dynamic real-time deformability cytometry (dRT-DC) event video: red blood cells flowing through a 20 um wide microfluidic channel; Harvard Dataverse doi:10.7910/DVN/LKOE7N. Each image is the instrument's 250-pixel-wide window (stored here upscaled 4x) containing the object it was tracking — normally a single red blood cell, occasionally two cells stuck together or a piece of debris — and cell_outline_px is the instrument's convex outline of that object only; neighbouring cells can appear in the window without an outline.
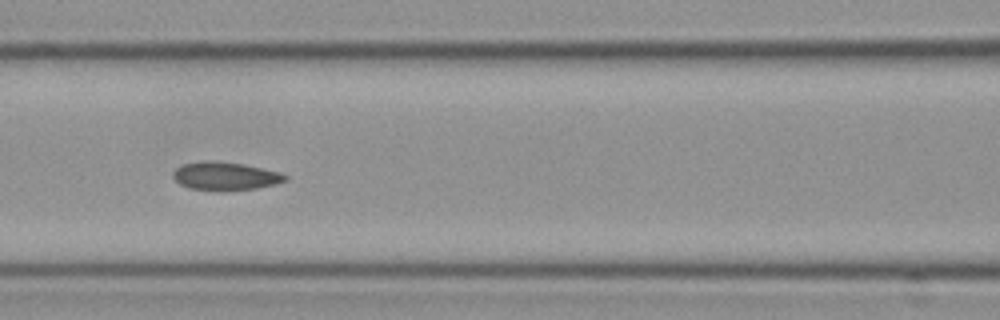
{"species": "Egyptian fruit bat (a non-hibernating species)", "species_latin": "Rousettus aegyptiacus", "temperature_condition": "cold", "stored_images_in_passage": 11, "camera_frame_rate_fps": 3000, "um_per_image_px": 0.085, "frame": {"image": 1, "passage_image": 7, "time_ms": 2.0, "image_size_px": [1000, 320], "cell_outline_px": [[288, 180], [276, 184], [256, 188], [188, 188], [180, 184], [172, 176], [172, 172], [176, 168], [184, 164], [216, 160], [244, 164], [280, 172], [288, 176]], "centroid_in_image_um": [19.18, 14.92], "position_along_channel_um": 147.4, "area_um2": 17.69}}
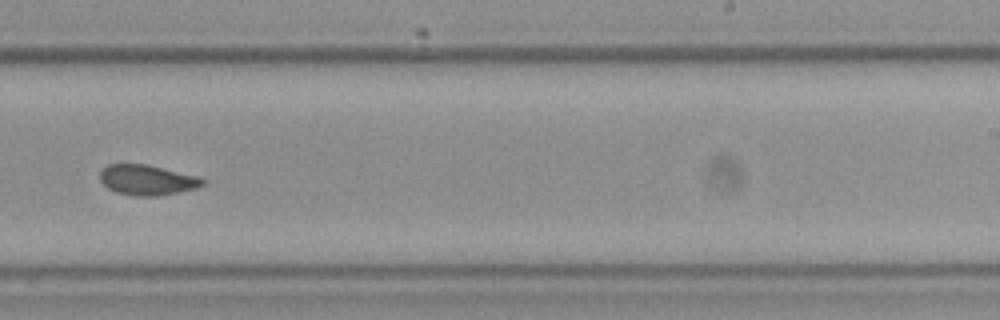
{"frame": {"image": 2, "passage_image": 10, "time_ms": 3.0, "image_size_px": [1000, 320], "cell_outline_px": [[204, 184], [196, 188], [156, 196], [136, 196], [116, 192], [108, 188], [100, 180], [100, 172], [108, 164], [148, 164], [200, 176], [204, 180]], "centroid_in_image_um": [12.52, 15.28], "position_along_channel_um": 276.5, "area_um2": 18.09}}
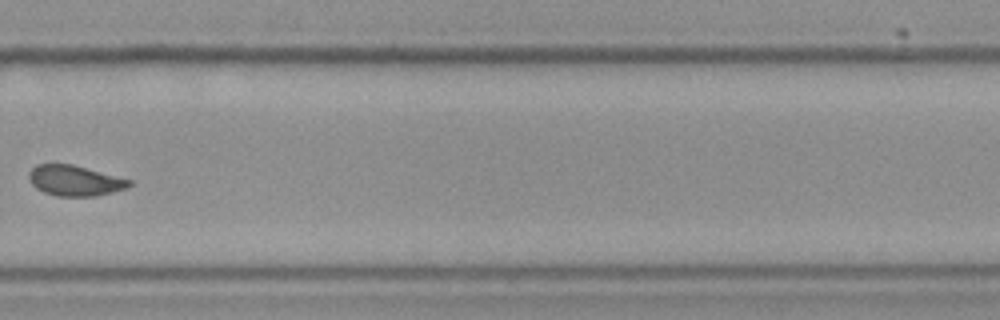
{"frame": {"image": 3, "passage_image": 11, "time_ms": 3.333, "image_size_px": [1000, 320], "cell_outline_px": [[132, 184], [128, 188], [96, 196], [56, 196], [44, 192], [36, 188], [32, 184], [28, 176], [28, 172], [36, 164], [72, 164], [132, 180]], "centroid_in_image_um": [6.36, 15.35], "position_along_channel_um": 323.4, "area_um2": 17.86}}